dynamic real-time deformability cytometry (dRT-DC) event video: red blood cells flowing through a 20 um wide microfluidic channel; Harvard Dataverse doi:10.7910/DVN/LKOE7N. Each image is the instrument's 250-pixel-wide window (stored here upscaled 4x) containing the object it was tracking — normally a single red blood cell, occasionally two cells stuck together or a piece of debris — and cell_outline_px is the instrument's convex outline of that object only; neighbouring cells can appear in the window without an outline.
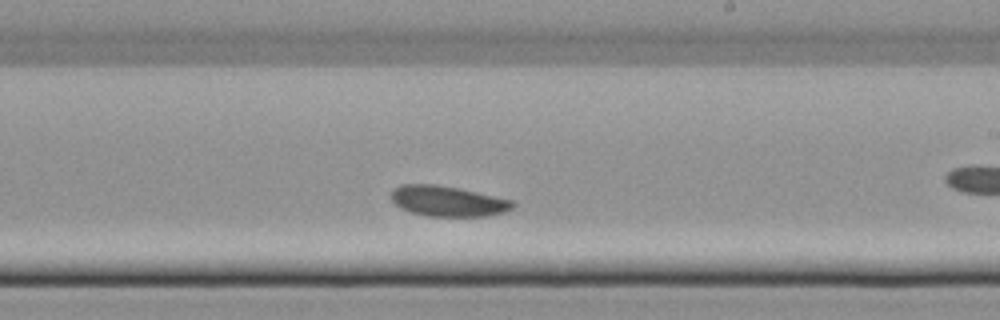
{"species": "common noctule bat (a hibernating species)", "species_latin": "Nyctalus noctula", "temperature_condition": "cold", "stored_images_in_passage": 38, "camera_frame_rate_fps": 3000, "um_per_image_px": 0.085, "animal": {"sex": "female", "body_mass_g": 22.7, "forearm_length_mm": 54.2}, "frame": {"image": 1, "passage_image": 17, "time_ms": 5.333, "image_size_px": [1000, 320], "cell_outline_px": [[516, 204], [512, 208], [504, 212], [484, 216], [428, 216], [412, 212], [400, 208], [388, 196], [392, 188], [400, 184], [436, 184], [456, 188], [512, 200]], "centroid_in_image_um": [37.99, 17.09], "position_along_channel_um": 251.0, "area_um2": 21.5}}
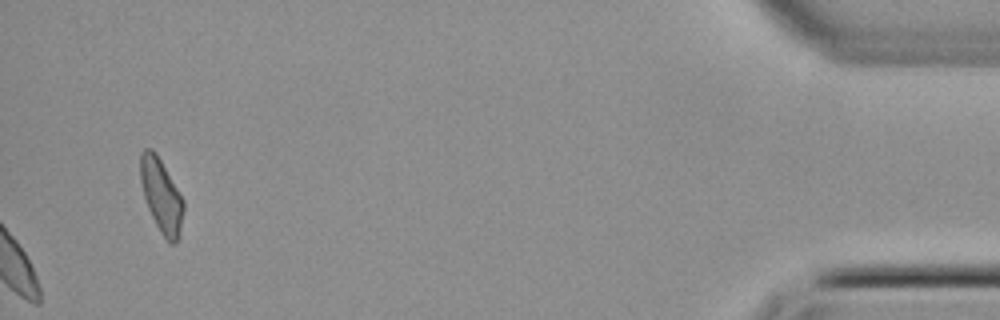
{"frame": {"image": 2, "passage_image": 38, "time_ms": 12.333, "image_size_px": [1000, 320], "cell_outline_px": [[184, 212], [180, 236], [172, 244], [168, 244], [160, 232], [148, 208], [144, 196], [140, 180], [140, 152], [144, 148], [152, 148], [156, 152], [184, 200]], "centroid_in_image_um": [13.72, 16.63], "position_along_channel_um": 421.5, "area_um2": 18.67}}